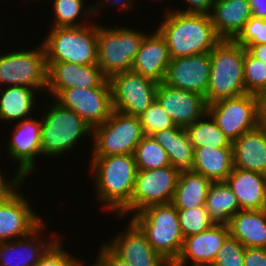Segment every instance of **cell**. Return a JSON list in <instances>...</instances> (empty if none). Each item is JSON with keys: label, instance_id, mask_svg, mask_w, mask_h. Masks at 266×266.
Returning a JSON list of instances; mask_svg holds the SVG:
<instances>
[{"label": "cell", "instance_id": "38", "mask_svg": "<svg viewBox=\"0 0 266 266\" xmlns=\"http://www.w3.org/2000/svg\"><path fill=\"white\" fill-rule=\"evenodd\" d=\"M245 247L231 235L223 242L211 266H244Z\"/></svg>", "mask_w": 266, "mask_h": 266}, {"label": "cell", "instance_id": "32", "mask_svg": "<svg viewBox=\"0 0 266 266\" xmlns=\"http://www.w3.org/2000/svg\"><path fill=\"white\" fill-rule=\"evenodd\" d=\"M192 147H232L231 140L206 113L202 118L186 128Z\"/></svg>", "mask_w": 266, "mask_h": 266}, {"label": "cell", "instance_id": "49", "mask_svg": "<svg viewBox=\"0 0 266 266\" xmlns=\"http://www.w3.org/2000/svg\"><path fill=\"white\" fill-rule=\"evenodd\" d=\"M263 211H264V213H265V215H266V200H265V204H264Z\"/></svg>", "mask_w": 266, "mask_h": 266}, {"label": "cell", "instance_id": "37", "mask_svg": "<svg viewBox=\"0 0 266 266\" xmlns=\"http://www.w3.org/2000/svg\"><path fill=\"white\" fill-rule=\"evenodd\" d=\"M138 117L143 133L148 136H151L155 132L176 126L156 99L150 107Z\"/></svg>", "mask_w": 266, "mask_h": 266}, {"label": "cell", "instance_id": "28", "mask_svg": "<svg viewBox=\"0 0 266 266\" xmlns=\"http://www.w3.org/2000/svg\"><path fill=\"white\" fill-rule=\"evenodd\" d=\"M232 169V147L203 146L194 149L193 171L211 182L225 181Z\"/></svg>", "mask_w": 266, "mask_h": 266}, {"label": "cell", "instance_id": "18", "mask_svg": "<svg viewBox=\"0 0 266 266\" xmlns=\"http://www.w3.org/2000/svg\"><path fill=\"white\" fill-rule=\"evenodd\" d=\"M156 100L176 126L186 128L207 113L205 97L191 91L176 89L161 82L157 85Z\"/></svg>", "mask_w": 266, "mask_h": 266}, {"label": "cell", "instance_id": "44", "mask_svg": "<svg viewBox=\"0 0 266 266\" xmlns=\"http://www.w3.org/2000/svg\"><path fill=\"white\" fill-rule=\"evenodd\" d=\"M108 3V6L111 5H116V6H120L121 9H125V11H131L134 6L132 5L133 0H98L95 4H92L93 7V15L96 16V14L98 13V10L106 7L105 5ZM102 7V8H101ZM97 12V13H96ZM95 13V14H94Z\"/></svg>", "mask_w": 266, "mask_h": 266}, {"label": "cell", "instance_id": "19", "mask_svg": "<svg viewBox=\"0 0 266 266\" xmlns=\"http://www.w3.org/2000/svg\"><path fill=\"white\" fill-rule=\"evenodd\" d=\"M47 63V92L55 98L63 89L72 87L92 88L101 85L107 78L98 64L82 65L67 62Z\"/></svg>", "mask_w": 266, "mask_h": 266}, {"label": "cell", "instance_id": "7", "mask_svg": "<svg viewBox=\"0 0 266 266\" xmlns=\"http://www.w3.org/2000/svg\"><path fill=\"white\" fill-rule=\"evenodd\" d=\"M146 32L133 28H109L98 24V66L103 75L110 79L113 75L131 70L133 61Z\"/></svg>", "mask_w": 266, "mask_h": 266}, {"label": "cell", "instance_id": "1", "mask_svg": "<svg viewBox=\"0 0 266 266\" xmlns=\"http://www.w3.org/2000/svg\"><path fill=\"white\" fill-rule=\"evenodd\" d=\"M158 28L165 38L171 58L209 53L221 40L209 14L168 10Z\"/></svg>", "mask_w": 266, "mask_h": 266}, {"label": "cell", "instance_id": "13", "mask_svg": "<svg viewBox=\"0 0 266 266\" xmlns=\"http://www.w3.org/2000/svg\"><path fill=\"white\" fill-rule=\"evenodd\" d=\"M22 183L25 184L24 180L0 195V242L26 237L43 222L27 202V197L19 194Z\"/></svg>", "mask_w": 266, "mask_h": 266}, {"label": "cell", "instance_id": "23", "mask_svg": "<svg viewBox=\"0 0 266 266\" xmlns=\"http://www.w3.org/2000/svg\"><path fill=\"white\" fill-rule=\"evenodd\" d=\"M209 15L217 36L234 40L252 12L248 0H215Z\"/></svg>", "mask_w": 266, "mask_h": 266}, {"label": "cell", "instance_id": "46", "mask_svg": "<svg viewBox=\"0 0 266 266\" xmlns=\"http://www.w3.org/2000/svg\"><path fill=\"white\" fill-rule=\"evenodd\" d=\"M245 49L256 59L266 64V43L265 44H248Z\"/></svg>", "mask_w": 266, "mask_h": 266}, {"label": "cell", "instance_id": "35", "mask_svg": "<svg viewBox=\"0 0 266 266\" xmlns=\"http://www.w3.org/2000/svg\"><path fill=\"white\" fill-rule=\"evenodd\" d=\"M244 87L246 93H266V64L253 57L244 47Z\"/></svg>", "mask_w": 266, "mask_h": 266}, {"label": "cell", "instance_id": "3", "mask_svg": "<svg viewBox=\"0 0 266 266\" xmlns=\"http://www.w3.org/2000/svg\"><path fill=\"white\" fill-rule=\"evenodd\" d=\"M53 99V103L47 101L43 104L46 112L41 118V150L46 158L59 157L68 150L72 151L82 137L93 134V128L76 112Z\"/></svg>", "mask_w": 266, "mask_h": 266}, {"label": "cell", "instance_id": "47", "mask_svg": "<svg viewBox=\"0 0 266 266\" xmlns=\"http://www.w3.org/2000/svg\"><path fill=\"white\" fill-rule=\"evenodd\" d=\"M5 175L0 171V195L8 192L14 185H16L20 180L14 175L12 178L8 177V180L4 178Z\"/></svg>", "mask_w": 266, "mask_h": 266}, {"label": "cell", "instance_id": "15", "mask_svg": "<svg viewBox=\"0 0 266 266\" xmlns=\"http://www.w3.org/2000/svg\"><path fill=\"white\" fill-rule=\"evenodd\" d=\"M15 124L12 137L6 144V153L18 164L17 172L13 174L25 181L37 168L34 159L42 156L41 119L30 117Z\"/></svg>", "mask_w": 266, "mask_h": 266}, {"label": "cell", "instance_id": "9", "mask_svg": "<svg viewBox=\"0 0 266 266\" xmlns=\"http://www.w3.org/2000/svg\"><path fill=\"white\" fill-rule=\"evenodd\" d=\"M38 46L31 50L25 48L22 51L12 50L11 53L0 54L2 87L13 85L32 87L38 93L47 90L48 67L45 49L42 42Z\"/></svg>", "mask_w": 266, "mask_h": 266}, {"label": "cell", "instance_id": "33", "mask_svg": "<svg viewBox=\"0 0 266 266\" xmlns=\"http://www.w3.org/2000/svg\"><path fill=\"white\" fill-rule=\"evenodd\" d=\"M52 5L54 12L52 27H81L90 24L89 19L91 16L93 17V7L91 4L90 7H86L84 0H53ZM81 16L84 17L79 22ZM88 17L89 19H87Z\"/></svg>", "mask_w": 266, "mask_h": 266}, {"label": "cell", "instance_id": "6", "mask_svg": "<svg viewBox=\"0 0 266 266\" xmlns=\"http://www.w3.org/2000/svg\"><path fill=\"white\" fill-rule=\"evenodd\" d=\"M130 218L144 232L152 248L173 264L184 242L178 209L172 203L152 205Z\"/></svg>", "mask_w": 266, "mask_h": 266}, {"label": "cell", "instance_id": "21", "mask_svg": "<svg viewBox=\"0 0 266 266\" xmlns=\"http://www.w3.org/2000/svg\"><path fill=\"white\" fill-rule=\"evenodd\" d=\"M229 235L228 225L214 224L204 232L185 237L181 253L172 266H187L190 261L191 266H211Z\"/></svg>", "mask_w": 266, "mask_h": 266}, {"label": "cell", "instance_id": "4", "mask_svg": "<svg viewBox=\"0 0 266 266\" xmlns=\"http://www.w3.org/2000/svg\"><path fill=\"white\" fill-rule=\"evenodd\" d=\"M209 54L211 70L205 95L207 105L245 94L244 47L235 40L221 39Z\"/></svg>", "mask_w": 266, "mask_h": 266}, {"label": "cell", "instance_id": "20", "mask_svg": "<svg viewBox=\"0 0 266 266\" xmlns=\"http://www.w3.org/2000/svg\"><path fill=\"white\" fill-rule=\"evenodd\" d=\"M45 226L46 223L42 222L26 237L0 242V266H36L46 251L60 238L57 233L52 232L49 233V240H43L42 230L44 231Z\"/></svg>", "mask_w": 266, "mask_h": 266}, {"label": "cell", "instance_id": "24", "mask_svg": "<svg viewBox=\"0 0 266 266\" xmlns=\"http://www.w3.org/2000/svg\"><path fill=\"white\" fill-rule=\"evenodd\" d=\"M233 167L266 175V130L259 125L232 142Z\"/></svg>", "mask_w": 266, "mask_h": 266}, {"label": "cell", "instance_id": "34", "mask_svg": "<svg viewBox=\"0 0 266 266\" xmlns=\"http://www.w3.org/2000/svg\"><path fill=\"white\" fill-rule=\"evenodd\" d=\"M137 170H151L170 166L167 152L154 140L145 135L134 152Z\"/></svg>", "mask_w": 266, "mask_h": 266}, {"label": "cell", "instance_id": "22", "mask_svg": "<svg viewBox=\"0 0 266 266\" xmlns=\"http://www.w3.org/2000/svg\"><path fill=\"white\" fill-rule=\"evenodd\" d=\"M154 30L142 41L131 70L161 83L165 78L171 57L165 38L157 29Z\"/></svg>", "mask_w": 266, "mask_h": 266}, {"label": "cell", "instance_id": "40", "mask_svg": "<svg viewBox=\"0 0 266 266\" xmlns=\"http://www.w3.org/2000/svg\"><path fill=\"white\" fill-rule=\"evenodd\" d=\"M234 40L243 47L248 44H265L266 19L251 17Z\"/></svg>", "mask_w": 266, "mask_h": 266}, {"label": "cell", "instance_id": "43", "mask_svg": "<svg viewBox=\"0 0 266 266\" xmlns=\"http://www.w3.org/2000/svg\"><path fill=\"white\" fill-rule=\"evenodd\" d=\"M214 1L215 0H185L188 7L184 8L185 10H179L177 8V11L185 13L210 14Z\"/></svg>", "mask_w": 266, "mask_h": 266}, {"label": "cell", "instance_id": "31", "mask_svg": "<svg viewBox=\"0 0 266 266\" xmlns=\"http://www.w3.org/2000/svg\"><path fill=\"white\" fill-rule=\"evenodd\" d=\"M212 182L194 171L179 174L172 204L176 209H189L205 205L207 191Z\"/></svg>", "mask_w": 266, "mask_h": 266}, {"label": "cell", "instance_id": "27", "mask_svg": "<svg viewBox=\"0 0 266 266\" xmlns=\"http://www.w3.org/2000/svg\"><path fill=\"white\" fill-rule=\"evenodd\" d=\"M230 235L244 247L266 248V215L261 210H240L228 225Z\"/></svg>", "mask_w": 266, "mask_h": 266}, {"label": "cell", "instance_id": "14", "mask_svg": "<svg viewBox=\"0 0 266 266\" xmlns=\"http://www.w3.org/2000/svg\"><path fill=\"white\" fill-rule=\"evenodd\" d=\"M55 99L76 112L92 128L104 123L113 111L109 79L98 87L63 89Z\"/></svg>", "mask_w": 266, "mask_h": 266}, {"label": "cell", "instance_id": "36", "mask_svg": "<svg viewBox=\"0 0 266 266\" xmlns=\"http://www.w3.org/2000/svg\"><path fill=\"white\" fill-rule=\"evenodd\" d=\"M178 216L184 238L204 232L214 225L209 218L205 205L189 209H178Z\"/></svg>", "mask_w": 266, "mask_h": 266}, {"label": "cell", "instance_id": "29", "mask_svg": "<svg viewBox=\"0 0 266 266\" xmlns=\"http://www.w3.org/2000/svg\"><path fill=\"white\" fill-rule=\"evenodd\" d=\"M0 90V122H19L30 118V113L36 112V89L13 85Z\"/></svg>", "mask_w": 266, "mask_h": 266}, {"label": "cell", "instance_id": "26", "mask_svg": "<svg viewBox=\"0 0 266 266\" xmlns=\"http://www.w3.org/2000/svg\"><path fill=\"white\" fill-rule=\"evenodd\" d=\"M151 136L167 152L170 164L178 174L193 171L194 148L185 128L175 126Z\"/></svg>", "mask_w": 266, "mask_h": 266}, {"label": "cell", "instance_id": "10", "mask_svg": "<svg viewBox=\"0 0 266 266\" xmlns=\"http://www.w3.org/2000/svg\"><path fill=\"white\" fill-rule=\"evenodd\" d=\"M179 174L172 165L151 170H137L131 201L116 215L135 214L149 206L172 203ZM134 212V213H133Z\"/></svg>", "mask_w": 266, "mask_h": 266}, {"label": "cell", "instance_id": "39", "mask_svg": "<svg viewBox=\"0 0 266 266\" xmlns=\"http://www.w3.org/2000/svg\"><path fill=\"white\" fill-rule=\"evenodd\" d=\"M59 238L42 256L36 266H85L84 261L70 255L63 249Z\"/></svg>", "mask_w": 266, "mask_h": 266}, {"label": "cell", "instance_id": "30", "mask_svg": "<svg viewBox=\"0 0 266 266\" xmlns=\"http://www.w3.org/2000/svg\"><path fill=\"white\" fill-rule=\"evenodd\" d=\"M205 207L215 225H229L231 218L241 210L237 197L226 181L210 184Z\"/></svg>", "mask_w": 266, "mask_h": 266}, {"label": "cell", "instance_id": "16", "mask_svg": "<svg viewBox=\"0 0 266 266\" xmlns=\"http://www.w3.org/2000/svg\"><path fill=\"white\" fill-rule=\"evenodd\" d=\"M209 53L171 58L163 83L205 97L210 80Z\"/></svg>", "mask_w": 266, "mask_h": 266}, {"label": "cell", "instance_id": "17", "mask_svg": "<svg viewBox=\"0 0 266 266\" xmlns=\"http://www.w3.org/2000/svg\"><path fill=\"white\" fill-rule=\"evenodd\" d=\"M129 221L124 231L105 244L130 266H172L152 248L139 226L132 219Z\"/></svg>", "mask_w": 266, "mask_h": 266}, {"label": "cell", "instance_id": "8", "mask_svg": "<svg viewBox=\"0 0 266 266\" xmlns=\"http://www.w3.org/2000/svg\"><path fill=\"white\" fill-rule=\"evenodd\" d=\"M144 136L138 116L113 110L104 123L93 128L91 157L134 154Z\"/></svg>", "mask_w": 266, "mask_h": 266}, {"label": "cell", "instance_id": "41", "mask_svg": "<svg viewBox=\"0 0 266 266\" xmlns=\"http://www.w3.org/2000/svg\"><path fill=\"white\" fill-rule=\"evenodd\" d=\"M97 253L98 256L95 258L94 264L91 263V266H130L129 263L118 257L105 243L102 244Z\"/></svg>", "mask_w": 266, "mask_h": 266}, {"label": "cell", "instance_id": "25", "mask_svg": "<svg viewBox=\"0 0 266 266\" xmlns=\"http://www.w3.org/2000/svg\"><path fill=\"white\" fill-rule=\"evenodd\" d=\"M241 210H261L266 200V175L233 167L225 180Z\"/></svg>", "mask_w": 266, "mask_h": 266}, {"label": "cell", "instance_id": "5", "mask_svg": "<svg viewBox=\"0 0 266 266\" xmlns=\"http://www.w3.org/2000/svg\"><path fill=\"white\" fill-rule=\"evenodd\" d=\"M43 43L46 62L94 65L98 62V23L81 27H51Z\"/></svg>", "mask_w": 266, "mask_h": 266}, {"label": "cell", "instance_id": "12", "mask_svg": "<svg viewBox=\"0 0 266 266\" xmlns=\"http://www.w3.org/2000/svg\"><path fill=\"white\" fill-rule=\"evenodd\" d=\"M109 82L113 110L118 112L139 116L156 99L158 83L133 70L113 75Z\"/></svg>", "mask_w": 266, "mask_h": 266}, {"label": "cell", "instance_id": "48", "mask_svg": "<svg viewBox=\"0 0 266 266\" xmlns=\"http://www.w3.org/2000/svg\"><path fill=\"white\" fill-rule=\"evenodd\" d=\"M259 97V126L266 130V93L261 94Z\"/></svg>", "mask_w": 266, "mask_h": 266}, {"label": "cell", "instance_id": "2", "mask_svg": "<svg viewBox=\"0 0 266 266\" xmlns=\"http://www.w3.org/2000/svg\"><path fill=\"white\" fill-rule=\"evenodd\" d=\"M97 200L116 216L130 201L137 167L134 154L91 157Z\"/></svg>", "mask_w": 266, "mask_h": 266}, {"label": "cell", "instance_id": "42", "mask_svg": "<svg viewBox=\"0 0 266 266\" xmlns=\"http://www.w3.org/2000/svg\"><path fill=\"white\" fill-rule=\"evenodd\" d=\"M244 266H266V248L245 247Z\"/></svg>", "mask_w": 266, "mask_h": 266}, {"label": "cell", "instance_id": "11", "mask_svg": "<svg viewBox=\"0 0 266 266\" xmlns=\"http://www.w3.org/2000/svg\"><path fill=\"white\" fill-rule=\"evenodd\" d=\"M258 112L259 97L250 93L207 105V113L231 142L259 125Z\"/></svg>", "mask_w": 266, "mask_h": 266}, {"label": "cell", "instance_id": "45", "mask_svg": "<svg viewBox=\"0 0 266 266\" xmlns=\"http://www.w3.org/2000/svg\"><path fill=\"white\" fill-rule=\"evenodd\" d=\"M252 17L266 19V0H248Z\"/></svg>", "mask_w": 266, "mask_h": 266}]
</instances>
